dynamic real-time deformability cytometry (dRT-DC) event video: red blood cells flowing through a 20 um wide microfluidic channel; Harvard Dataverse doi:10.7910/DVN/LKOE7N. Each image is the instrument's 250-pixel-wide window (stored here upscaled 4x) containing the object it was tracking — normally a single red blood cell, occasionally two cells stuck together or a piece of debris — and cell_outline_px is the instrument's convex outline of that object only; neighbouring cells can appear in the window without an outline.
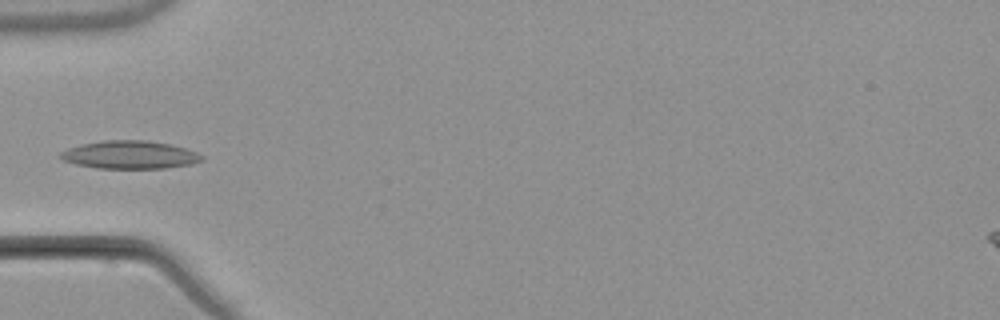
{"species": "common noctule bat (a hibernating species)", "species_latin": "Nyctalus noctula", "temperature_condition": "warm", "stored_images_in_passage": 4, "camera_frame_rate_fps": 3000, "um_per_image_px": 0.085, "animal": {"sex": "male", "body_mass_g": 21.5, "forearm_length_mm": 52.0}, "frame": {"image": 1, "passage_image": 3, "time_ms": 5.333, "image_size_px": [1000, 320], "cell_outline_px": [[204, 160], [192, 164], [164, 168], [96, 168], [76, 164], [64, 160], [60, 156], [60, 152], [68, 148], [80, 144], [104, 140], [148, 140], [188, 148], [204, 156]], "centroid_in_image_um": [11.07, 13.15], "position_along_channel_um": 73.9, "area_um2": 23.12}}
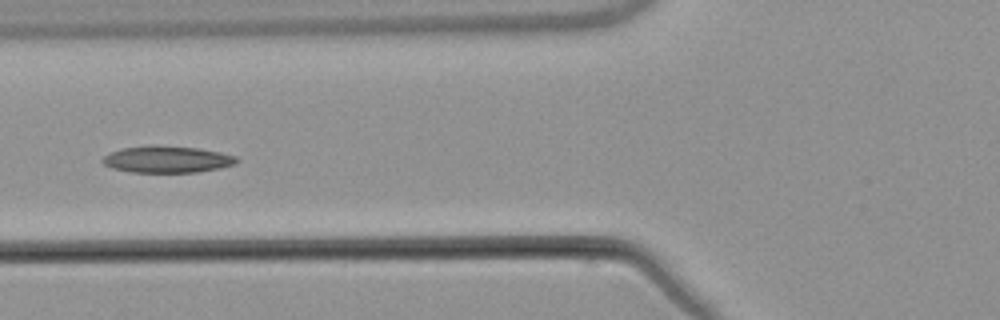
{"frame": {"image": 2, "passage_image": 4, "time_ms": 6.333, "image_size_px": [1000, 320], "cell_outline_px": [[240, 160], [236, 164], [220, 168], [196, 172], [132, 172], [112, 168], [104, 164], [100, 160], [104, 156], [120, 148], [152, 144], [196, 148], [220, 152], [236, 156]], "centroid_in_image_um": [14.2, 13.53], "position_along_channel_um": 111.6, "area_um2": 21.04}}